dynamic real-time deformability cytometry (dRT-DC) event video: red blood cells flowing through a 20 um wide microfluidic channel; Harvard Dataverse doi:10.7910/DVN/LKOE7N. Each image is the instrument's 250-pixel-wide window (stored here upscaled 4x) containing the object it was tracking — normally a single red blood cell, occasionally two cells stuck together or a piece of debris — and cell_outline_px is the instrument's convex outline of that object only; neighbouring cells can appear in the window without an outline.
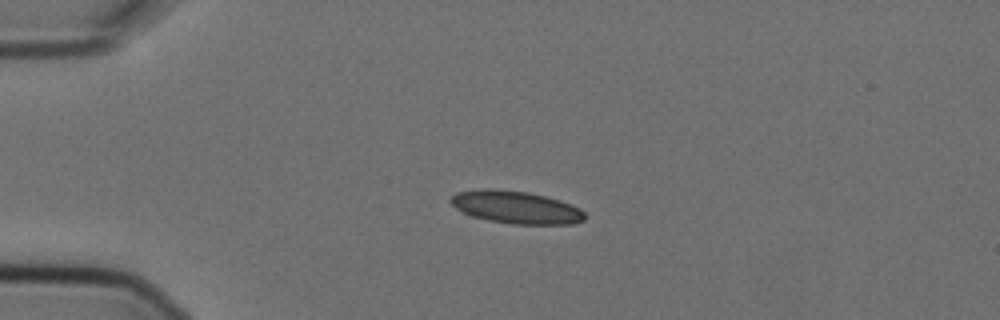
{"species": "Egyptian fruit bat (a non-hibernating species)", "species_latin": "Rousettus aegyptiacus", "temperature_condition": "cold", "stored_images_in_passage": 5, "camera_frame_rate_fps": 3000, "um_per_image_px": 0.085, "animal": {"sex": "female"}, "frame": {"image": 1, "passage_image": 3, "time_ms": 0.667, "image_size_px": [1000, 320], "cell_outline_px": [[584, 220], [572, 224], [512, 224], [472, 216], [456, 208], [448, 200], [456, 192], [488, 188], [528, 192], [560, 200], [572, 204], [580, 208], [584, 212]], "centroid_in_image_um": [43.87, 17.61], "position_along_channel_um": 41.1, "area_um2": 25.26}}
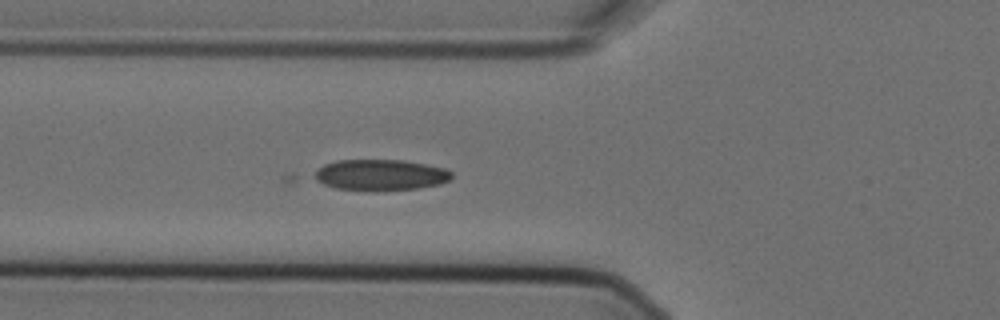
{"frame": {"image": 2, "passage_image": 5, "time_ms": 1.333, "image_size_px": [1000, 320], "cell_outline_px": [[452, 176], [448, 180], [440, 184], [416, 188], [376, 192], [372, 192], [336, 188], [324, 184], [308, 176], [324, 164], [336, 160], [400, 160], [424, 164], [444, 168], [452, 172]], "centroid_in_image_um": [32.26, 14.88], "position_along_channel_um": 93.5, "area_um2": 25.14}}